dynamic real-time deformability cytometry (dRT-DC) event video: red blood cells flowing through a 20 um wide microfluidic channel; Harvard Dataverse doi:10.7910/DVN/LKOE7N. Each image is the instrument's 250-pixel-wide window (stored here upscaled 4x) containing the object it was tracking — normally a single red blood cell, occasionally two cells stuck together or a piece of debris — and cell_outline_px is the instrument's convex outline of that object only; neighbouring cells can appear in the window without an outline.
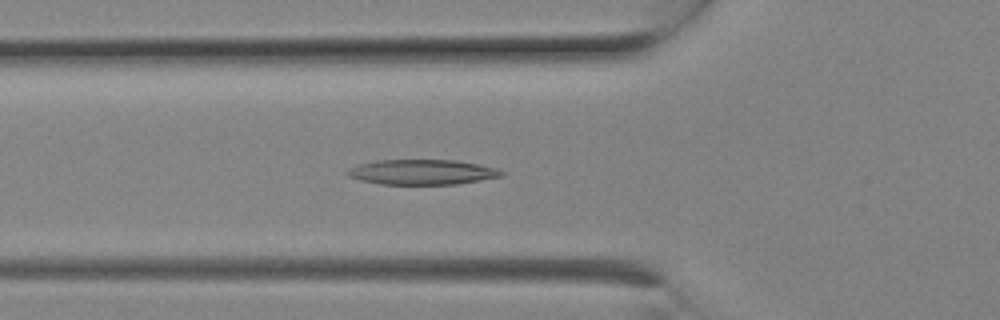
{"species": "Egyptian fruit bat (a non-hibernating species)", "species_latin": "Rousettus aegyptiacus", "temperature_condition": "room temperature", "stored_images_in_passage": 5, "camera_frame_rate_fps": 3000, "um_per_image_px": 0.085, "animal": {"sex": "female"}, "frame": {"image": 1, "passage_image": 5, "time_ms": 1.333, "image_size_px": [1000, 320], "cell_outline_px": [[504, 176], [456, 184], [380, 184], [360, 180], [348, 176], [348, 168], [356, 164], [376, 160], [456, 160], [496, 168], [504, 172]], "centroid_in_image_um": [35.85, 14.62], "position_along_channel_um": 90.0, "area_um2": 22.48}}